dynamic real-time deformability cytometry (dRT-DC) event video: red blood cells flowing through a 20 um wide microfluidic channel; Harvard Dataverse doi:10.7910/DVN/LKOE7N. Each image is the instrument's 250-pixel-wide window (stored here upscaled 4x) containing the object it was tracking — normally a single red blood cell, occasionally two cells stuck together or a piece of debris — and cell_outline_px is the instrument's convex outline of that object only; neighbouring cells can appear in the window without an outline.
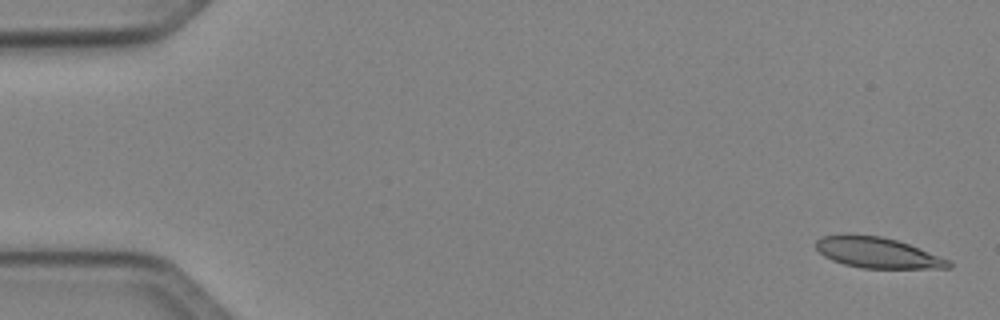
{"species": "Egyptian fruit bat (a non-hibernating species)", "species_latin": "Rousettus aegyptiacus", "temperature_condition": "cold", "stored_images_in_passage": 7, "camera_frame_rate_fps": 3000, "um_per_image_px": 0.085, "animal": {"sex": "female"}, "frame": {"image": 1, "passage_image": 1, "time_ms": 0.0, "image_size_px": [1000, 320], "cell_outline_px": [[952, 268], [864, 268], [844, 264], [832, 260], [824, 256], [816, 248], [816, 240], [820, 236], [844, 232], [880, 236], [896, 240], [908, 244], [948, 260], [952, 264]], "centroid_in_image_um": [74.49, 21.45], "position_along_channel_um": 10.5, "area_um2": 23.81}}
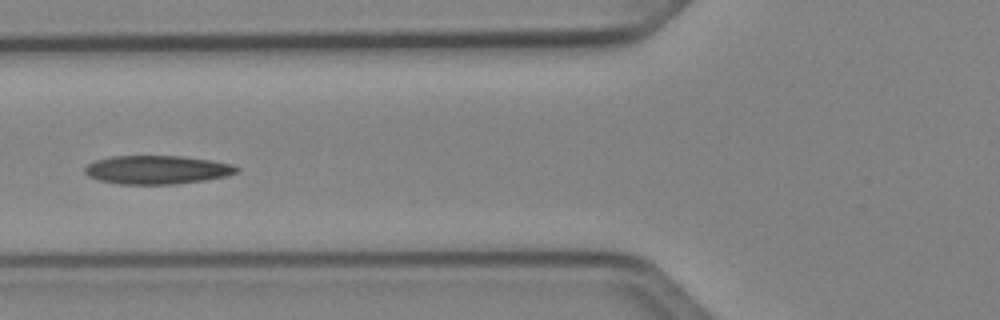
{"frame": {"image": 2, "passage_image": 5, "time_ms": 6.0, "image_size_px": [1000, 320], "cell_outline_px": [[240, 168], [236, 172], [228, 176], [204, 180], [172, 184], [120, 184], [100, 180], [88, 176], [84, 172], [84, 168], [88, 164], [96, 160], [112, 156], [184, 156], [212, 160], [236, 164]], "centroid_in_image_um": [13.39, 14.42], "position_along_channel_um": 112.4, "area_um2": 25.37}}
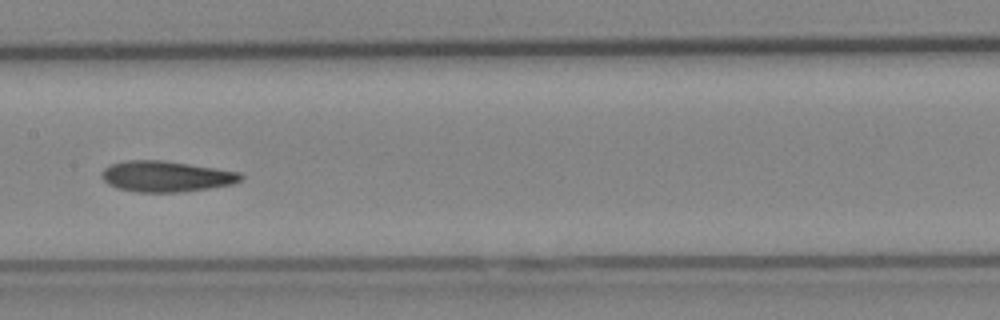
{"frame": {"image": 3, "passage_image": 7, "time_ms": 8.0, "image_size_px": [1000, 320], "cell_outline_px": [[244, 176], [240, 180], [232, 184], [208, 188], [180, 192], [136, 192], [116, 188], [108, 184], [100, 176], [100, 172], [104, 168], [112, 164], [124, 160], [164, 160], [216, 168], [240, 172]], "centroid_in_image_um": [14.08, 14.99], "position_along_channel_um": 193.3, "area_um2": 25.09}}